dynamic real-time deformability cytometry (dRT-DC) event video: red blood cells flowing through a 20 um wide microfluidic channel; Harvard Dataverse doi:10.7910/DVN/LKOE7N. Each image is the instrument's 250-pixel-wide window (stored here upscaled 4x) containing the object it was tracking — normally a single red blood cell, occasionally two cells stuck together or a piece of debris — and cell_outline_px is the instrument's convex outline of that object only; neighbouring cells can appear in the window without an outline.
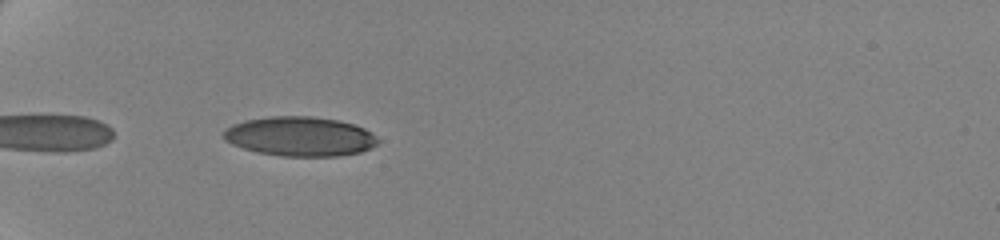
{"species": "human", "species_latin": "Homo sapiens", "temperature_condition": "cold", "stored_images_in_passage": 38, "camera_frame_rate_fps": 3000, "um_per_image_px": 0.085, "donor": {"sex": "female"}, "frame": {"image": 1, "passage_image": 2, "time_ms": 0.333, "image_size_px": [1000, 240], "cell_outline_px": [[380, 140], [376, 144], [360, 152], [336, 156], [280, 156], [256, 152], [232, 144], [224, 140], [224, 132], [232, 124], [244, 120], [268, 116], [312, 116], [340, 120], [364, 128], [372, 132]], "centroid_in_image_um": [25.49, 11.59], "position_along_channel_um": 59.5, "area_um2": 35.55}}
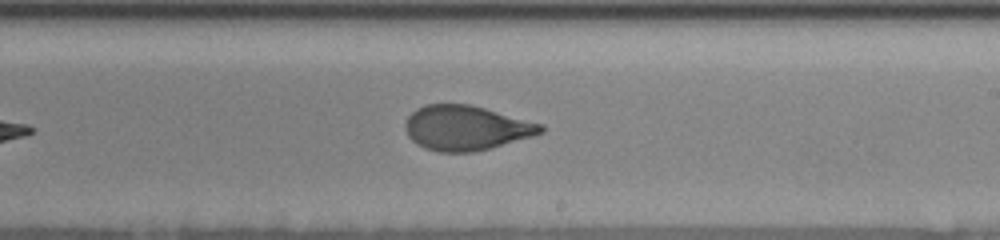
{"frame": {"image": 2, "passage_image": 20, "time_ms": 6.333, "image_size_px": [1000, 240], "cell_outline_px": [[544, 132], [532, 136], [492, 148], [472, 152], [440, 152], [424, 148], [416, 144], [408, 136], [404, 128], [404, 124], [408, 116], [416, 108], [424, 104], [472, 104], [544, 124]], "centroid_in_image_um": [39.61, 10.86], "position_along_channel_um": 249.4, "area_um2": 35.72}}
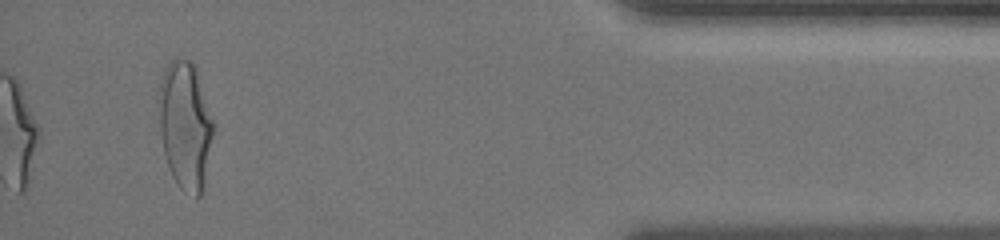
{"frame": {"image": 3, "passage_image": 38, "time_ms": 12.333, "image_size_px": [1000, 240], "cell_outline_px": [[216, 128], [200, 196], [196, 200], [184, 192], [176, 184], [172, 176], [164, 152], [160, 132], [160, 84], [164, 72], [168, 64], [176, 56], [188, 60], [196, 64], [216, 124]], "centroid_in_image_um": [15.81, 10.63], "position_along_channel_um": 419.4, "area_um2": 41.21}, "authors_computed_cell_mechanics": {"area_um2": 35.9516, "velocity_mm_per_s": 3.5143, "shape_relaxation_time_tau1_ms": 4.7439, "shape_relaxation_time_tau2_ms": 0.6997, "deformation_change_tau1": 0.1701, "deformation_change_tau2": 0.0577}}